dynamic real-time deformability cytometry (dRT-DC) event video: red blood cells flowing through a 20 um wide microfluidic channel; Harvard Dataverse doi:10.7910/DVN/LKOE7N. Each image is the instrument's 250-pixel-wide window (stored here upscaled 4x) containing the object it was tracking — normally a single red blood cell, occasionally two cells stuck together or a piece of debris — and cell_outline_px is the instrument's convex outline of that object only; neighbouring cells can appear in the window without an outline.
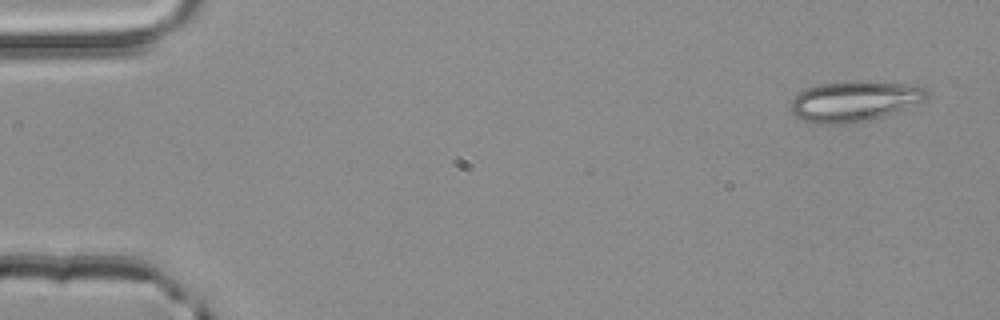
{"species": "common noctule bat (a hibernating species)", "species_latin": "Nyctalus noctula", "temperature_condition": "room temperature", "stored_images_in_passage": 4, "camera_frame_rate_fps": 3000, "um_per_image_px": 0.085, "animal": {"sex": "male", "body_mass_g": 20.4}, "frame": {"image": 1, "passage_image": 1, "time_ms": 0.0, "image_size_px": [1000, 320], "cell_outline_px": [[928, 96], [924, 100], [892, 112], [868, 120], [848, 124], [816, 124], [804, 120], [796, 116], [792, 112], [792, 100], [804, 88], [820, 84], [844, 80], [868, 80], [916, 84], [924, 88], [928, 92]], "centroid_in_image_um": [72.61, 8.56], "position_along_channel_um": 12.4, "area_um2": 32.25}}